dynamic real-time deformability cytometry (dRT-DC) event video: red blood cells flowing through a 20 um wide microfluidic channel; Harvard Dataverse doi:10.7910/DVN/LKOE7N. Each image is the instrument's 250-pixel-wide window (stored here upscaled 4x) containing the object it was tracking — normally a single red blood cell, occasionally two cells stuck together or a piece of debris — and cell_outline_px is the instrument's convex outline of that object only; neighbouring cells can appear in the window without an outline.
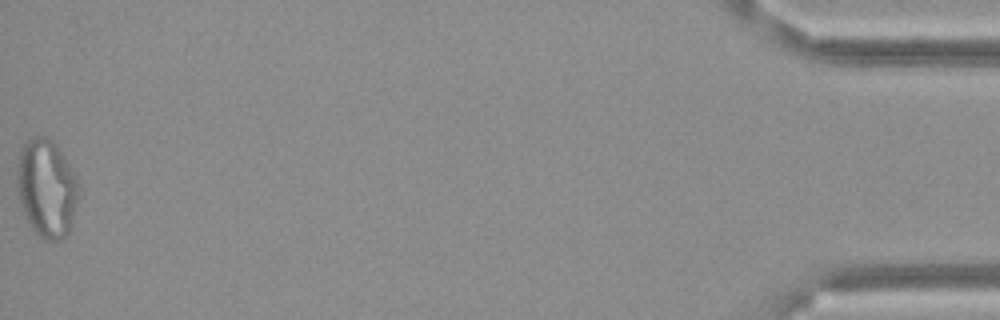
{"species": "Egyptian fruit bat (a non-hibernating species)", "species_latin": "Rousettus aegyptiacus", "temperature_condition": "cold", "stored_images_in_passage": 40, "camera_frame_rate_fps": 3000, "um_per_image_px": 0.085, "frame": {"image": 1, "passage_image": 40, "time_ms": 13.0, "image_size_px": [1000, 320], "cell_outline_px": [[76, 200], [68, 232], [60, 240], [44, 240], [32, 228], [28, 220], [20, 200], [16, 180], [16, 172], [20, 148], [28, 140], [36, 136], [44, 136], [52, 140], [56, 144], [76, 176]], "centroid_in_image_um": [3.92, 15.96], "position_along_channel_um": 431.3, "area_um2": 34.28}, "authors_computed_cell_mechanics": {"area_um2": 24.0159, "velocity_mm_per_s": 3.5099, "shape_relaxation_time_tau1_ms": null, "shape_relaxation_time_tau2_ms": 2.1324, "deformation_change_tau1": null, "deformation_change_tau2": 0.1004}}